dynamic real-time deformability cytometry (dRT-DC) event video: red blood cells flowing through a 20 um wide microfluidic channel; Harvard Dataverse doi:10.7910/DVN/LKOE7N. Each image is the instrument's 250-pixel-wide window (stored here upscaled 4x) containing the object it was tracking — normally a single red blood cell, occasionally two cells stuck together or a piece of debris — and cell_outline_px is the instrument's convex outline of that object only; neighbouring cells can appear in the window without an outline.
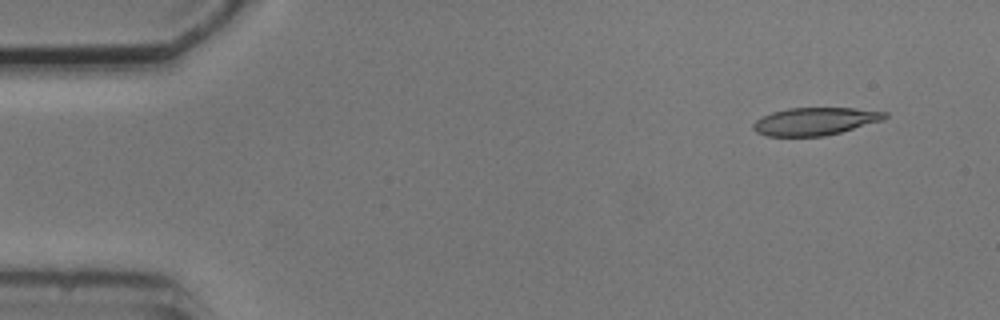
{"species": "common noctule bat (a hibernating species)", "species_latin": "Nyctalus noctula", "temperature_condition": "cold", "stored_images_in_passage": 4, "segment_of_instrument_passage": [1, 2], "camera_frame_rate_fps": 3000, "um_per_image_px": 0.085, "animal": {"sex": "male", "body_mass_g": 20.5, "forearm_length_mm": 52.5}, "frame": {"image": 1, "passage_image": 1, "time_ms": 0.0, "image_size_px": [1000, 320], "cell_outline_px": [[888, 116], [884, 120], [840, 132], [824, 136], [768, 136], [756, 132], [752, 128], [752, 124], [756, 120], [772, 112], [788, 108], [856, 108], [888, 112]], "centroid_in_image_um": [69.3, 10.31], "position_along_channel_um": 15.7, "area_um2": 21.21}}
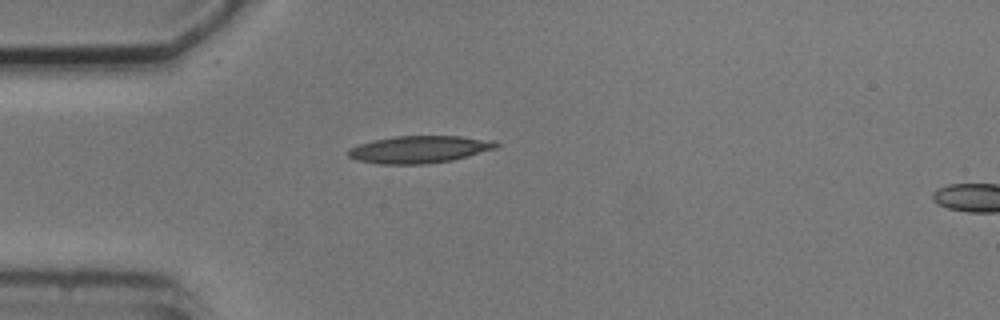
{"frame": {"image": 2, "passage_image": 3, "time_ms": 3.333, "image_size_px": [1000, 320], "cell_outline_px": [[500, 144], [496, 148], [452, 160], [424, 164], [380, 164], [356, 160], [348, 156], [348, 148], [360, 144], [392, 136], [460, 136], [496, 140]], "centroid_in_image_um": [35.65, 12.69], "position_along_channel_um": 49.3, "area_um2": 23.47}}